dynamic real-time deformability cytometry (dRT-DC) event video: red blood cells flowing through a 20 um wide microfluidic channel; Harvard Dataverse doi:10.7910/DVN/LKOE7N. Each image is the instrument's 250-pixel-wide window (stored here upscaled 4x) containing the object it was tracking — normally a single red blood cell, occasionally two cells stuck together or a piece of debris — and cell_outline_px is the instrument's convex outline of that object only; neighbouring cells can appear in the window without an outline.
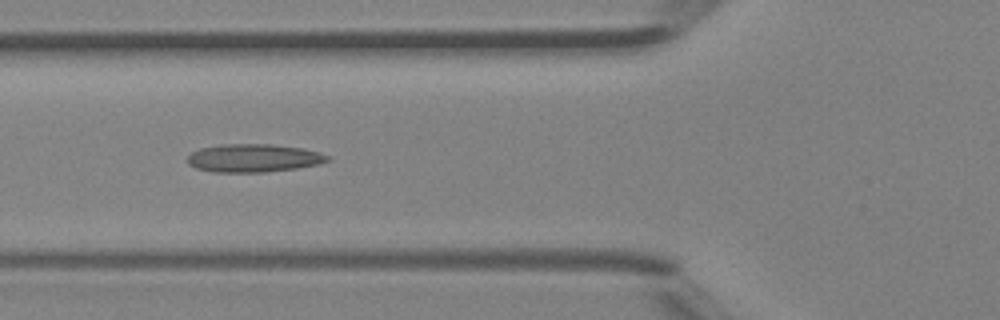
{"species": "Egyptian fruit bat (a non-hibernating species)", "species_latin": "Rousettus aegyptiacus", "temperature_condition": "room temperature", "stored_images_in_passage": 5, "camera_frame_rate_fps": 3000, "um_per_image_px": 0.085, "animal": {"sex": "female"}, "frame": {"image": 1, "passage_image": 5, "time_ms": 1.333, "image_size_px": [1000, 320], "cell_outline_px": [[332, 160], [320, 164], [296, 168], [264, 172], [216, 172], [196, 168], [188, 164], [188, 156], [192, 152], [200, 148], [220, 144], [272, 144], [304, 148], [320, 152], [332, 156]], "centroid_in_image_um": [21.62, 13.43], "position_along_channel_um": 104.2, "area_um2": 23.18}}